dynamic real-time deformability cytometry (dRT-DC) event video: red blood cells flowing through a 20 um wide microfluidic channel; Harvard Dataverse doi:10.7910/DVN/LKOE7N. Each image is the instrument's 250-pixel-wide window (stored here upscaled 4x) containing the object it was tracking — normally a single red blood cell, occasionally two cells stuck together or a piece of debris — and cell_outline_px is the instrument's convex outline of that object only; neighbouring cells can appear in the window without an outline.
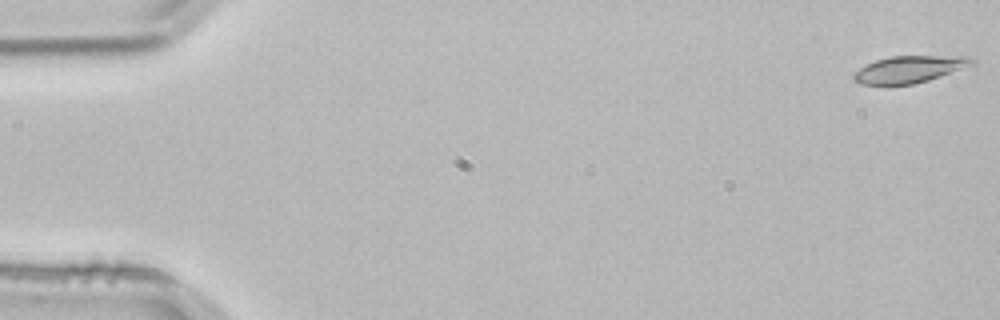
{"species": "common noctule bat (a hibernating species)", "species_latin": "Nyctalus noctula", "temperature_condition": "room temperature", "stored_images_in_passage": 3, "camera_frame_rate_fps": 3000, "um_per_image_px": 0.085, "animal": {"sex": "male", "body_mass_g": 21.5, "forearm_length_mm": 52.0}, "frame": {"image": 1, "passage_image": 1, "time_ms": 0.0, "image_size_px": [1000, 320], "cell_outline_px": [[976, 64], [928, 80], [912, 84], [888, 88], [860, 84], [852, 80], [852, 76], [860, 68], [876, 60], [892, 56], [972, 56], [976, 60]], "centroid_in_image_um": [77.27, 5.93], "position_along_channel_um": 7.7, "area_um2": 19.19}}
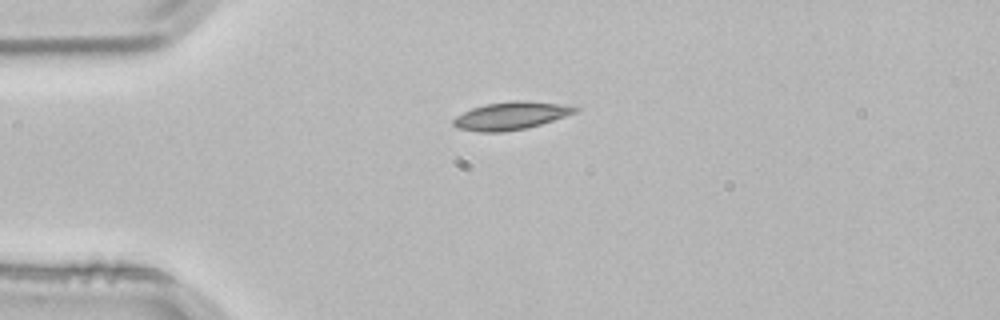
{"frame": {"image": 2, "passage_image": 3, "time_ms": 0.667, "image_size_px": [1000, 320], "cell_outline_px": [[580, 108], [576, 112], [540, 124], [524, 128], [504, 132], [480, 132], [456, 128], [452, 124], [452, 120], [456, 116], [472, 108], [484, 104], [512, 100], [524, 100], [560, 104]], "centroid_in_image_um": [43.36, 9.83], "position_along_channel_um": 41.6, "area_um2": 19.59}}